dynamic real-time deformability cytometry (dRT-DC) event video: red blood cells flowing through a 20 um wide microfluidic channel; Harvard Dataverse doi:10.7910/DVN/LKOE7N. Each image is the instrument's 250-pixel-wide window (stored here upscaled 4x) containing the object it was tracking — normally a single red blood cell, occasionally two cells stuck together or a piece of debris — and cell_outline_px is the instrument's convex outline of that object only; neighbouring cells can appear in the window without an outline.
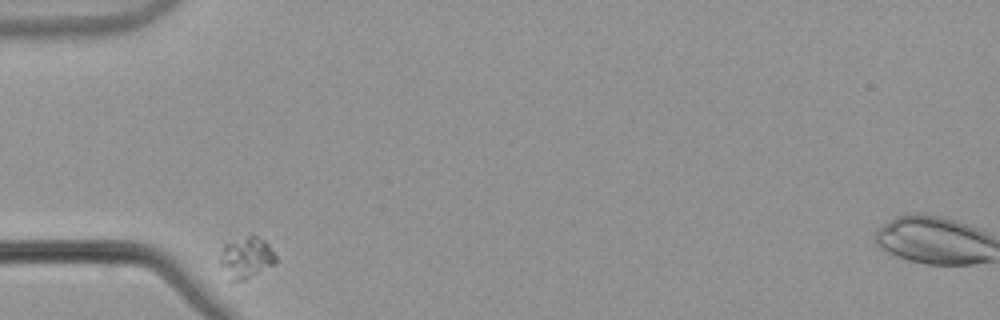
{"species": "common noctule bat (a hibernating species)", "species_latin": "Nyctalus noctula", "temperature_condition": "warm", "stored_images_in_passage": 33, "camera_frame_rate_fps": 3000, "um_per_image_px": 0.085, "animal": {"sex": "male", "body_mass_g": 21.5, "forearm_length_mm": 52.0}, "frame": {"image": 1, "passage_image": 1, "time_ms": 0.0, "image_size_px": [1000, 320], "cell_outline_px": [[276, 264], [236, 284], [228, 284], [220, 264], [220, 256], [224, 244], [248, 236], [256, 236], [264, 240], [268, 244], [276, 256]], "centroid_in_image_um": [20.89, 21.98], "position_along_channel_um": 64.1, "area_um2": 13.76}}
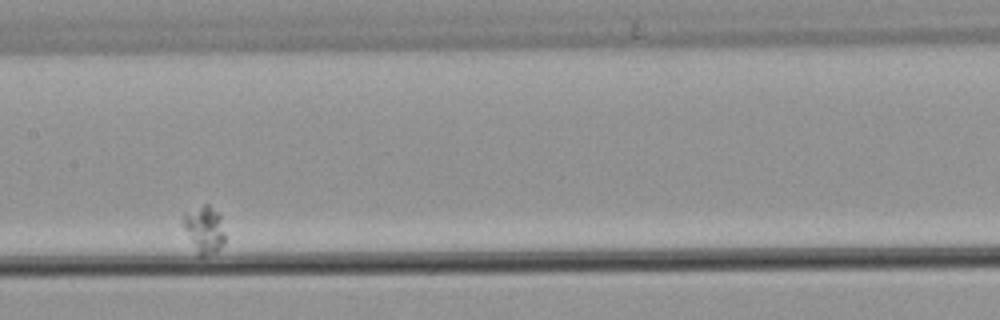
{"frame": {"image": 2, "passage_image": 15, "time_ms": 4.667, "image_size_px": [1000, 320], "cell_outline_px": [[224, 244], [216, 252], [204, 256], [200, 256], [184, 228], [184, 212], [204, 204], [208, 204], [220, 212], [224, 232]], "centroid_in_image_um": [17.4, 19.47], "position_along_channel_um": 190.0, "area_um2": 11.33}}
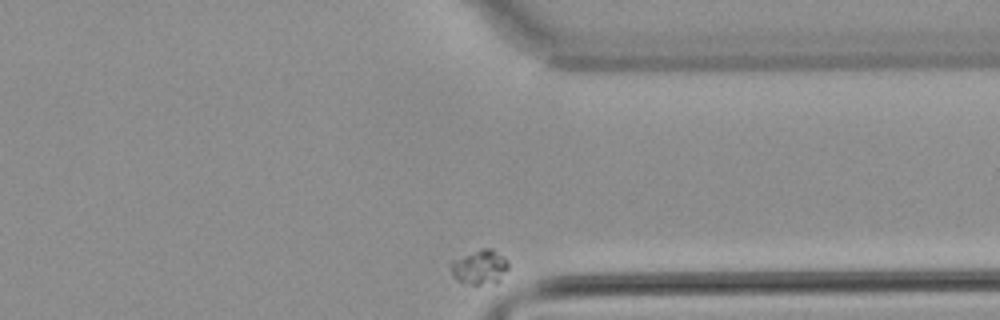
{"frame": {"image": 3, "passage_image": 33, "time_ms": 10.667, "image_size_px": [1000, 320], "cell_outline_px": [[508, 268], [500, 280], [496, 284], [460, 284], [452, 276], [448, 264], [452, 260], [480, 248], [492, 248], [508, 260]], "centroid_in_image_um": [40.73, 22.72], "position_along_channel_um": 370.7, "area_um2": 12.02}}